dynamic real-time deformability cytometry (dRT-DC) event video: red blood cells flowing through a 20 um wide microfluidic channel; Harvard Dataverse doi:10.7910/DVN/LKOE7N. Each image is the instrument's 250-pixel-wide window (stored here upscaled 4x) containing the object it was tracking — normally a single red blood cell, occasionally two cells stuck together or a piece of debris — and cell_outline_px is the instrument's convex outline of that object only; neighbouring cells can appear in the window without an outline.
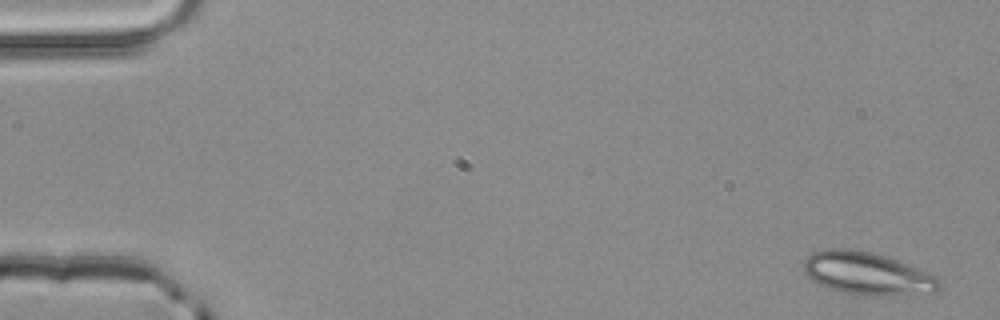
{"species": "common noctule bat (a hibernating species)", "species_latin": "Nyctalus noctula", "temperature_condition": "room temperature", "stored_images_in_passage": 4, "segment_of_instrument_passage": [2, 2], "camera_frame_rate_fps": 3000, "um_per_image_px": 0.085, "animal": {"sex": "male", "body_mass_g": 20.4}, "frame": {"image": 1, "passage_image": 4, "time_ms": 1.0, "image_size_px": [1000, 320], "cell_outline_px": [[940, 288], [932, 292], [884, 296], [868, 296], [844, 292], [828, 288], [812, 280], [804, 272], [804, 260], [812, 252], [824, 248], [848, 248], [872, 252], [884, 256], [916, 268], [936, 276], [940, 280]], "centroid_in_image_um": [73.67, 23.24], "position_along_channel_um": 11.3, "area_um2": 33.47}}